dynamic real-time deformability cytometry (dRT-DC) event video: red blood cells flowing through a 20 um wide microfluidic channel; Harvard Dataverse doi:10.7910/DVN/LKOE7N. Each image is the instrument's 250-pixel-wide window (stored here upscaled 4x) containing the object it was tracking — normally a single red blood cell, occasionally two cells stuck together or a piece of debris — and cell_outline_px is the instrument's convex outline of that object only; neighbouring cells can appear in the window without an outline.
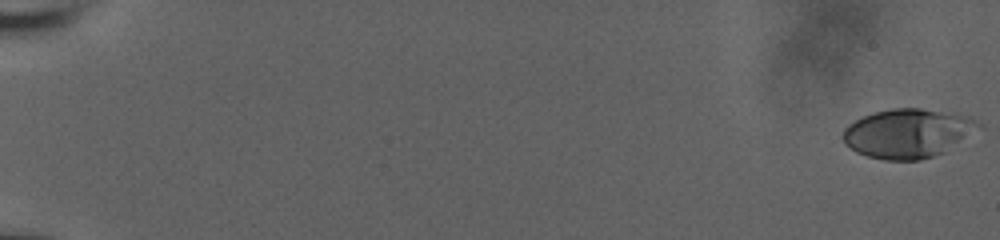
{"species": "human", "species_latin": "Homo sapiens", "temperature_condition": "room temperature", "stored_images_in_passage": 16, "camera_frame_rate_fps": 3000, "um_per_image_px": 0.085, "donor": {"sex": "male"}, "frame": {"image": 1, "passage_image": 1, "time_ms": 0.0, "image_size_px": [1000, 240], "cell_outline_px": [[984, 128], [944, 152], [920, 160], [884, 160], [868, 156], [856, 152], [844, 144], [840, 136], [844, 128], [848, 124], [872, 112], [892, 108], [920, 108], [956, 112], [968, 116], [984, 124]], "centroid_in_image_um": [77.21, 11.31], "position_along_channel_um": 7.8, "area_um2": 39.59}}
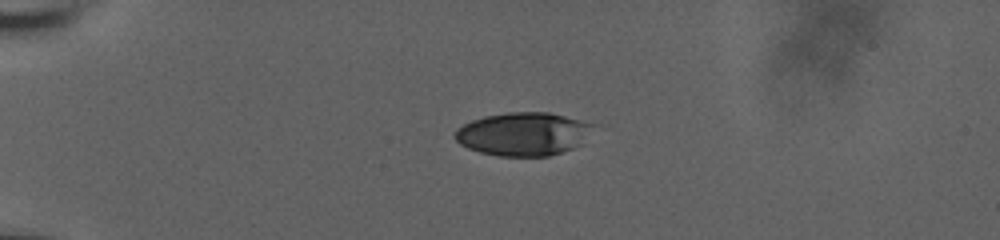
{"frame": {"image": 2, "passage_image": 10, "time_ms": 3.0, "image_size_px": [1000, 240], "cell_outline_px": [[600, 124], [580, 144], [572, 148], [548, 156], [496, 156], [480, 152], [468, 148], [460, 144], [452, 136], [456, 128], [472, 120], [484, 116], [508, 112], [548, 112]], "centroid_in_image_um": [44.5, 11.37], "position_along_channel_um": 40.5, "area_um2": 35.26}}
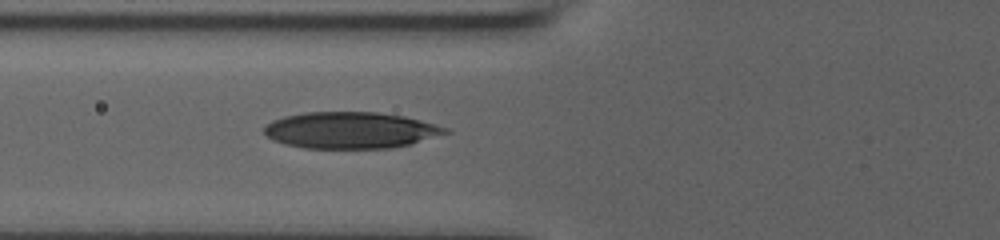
{"frame": {"image": 3, "passage_image": 16, "time_ms": 5.0, "image_size_px": [1000, 240], "cell_outline_px": [[452, 132], [412, 144], [392, 148], [304, 148], [284, 144], [272, 140], [264, 132], [264, 128], [272, 120], [284, 116], [304, 112], [376, 112], [404, 116], [420, 120], [448, 128]], "centroid_in_image_um": [29.81, 11.07], "position_along_channel_um": 96.0, "area_um2": 38.67}}